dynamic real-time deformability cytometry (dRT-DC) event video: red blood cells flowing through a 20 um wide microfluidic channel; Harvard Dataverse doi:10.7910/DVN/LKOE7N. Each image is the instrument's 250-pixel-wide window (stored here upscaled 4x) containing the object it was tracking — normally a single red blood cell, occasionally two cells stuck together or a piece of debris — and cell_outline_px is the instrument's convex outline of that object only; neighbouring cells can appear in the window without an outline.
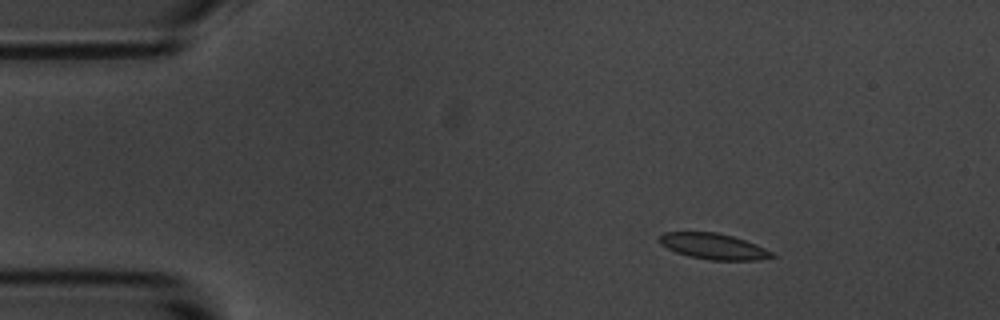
{"species": "common noctule bat (a hibernating species)", "species_latin": "Nyctalus noctula", "temperature_condition": "room temperature", "stored_images_in_passage": 4, "camera_frame_rate_fps": 3000, "um_per_image_px": 0.085, "animal": {"sex": "male", "body_mass_g": 20.1, "forearm_length_mm": 53.5}, "frame": {"image": 1, "passage_image": 2, "time_ms": 2.0, "image_size_px": [1000, 320], "cell_outline_px": [[776, 256], [756, 260], [708, 260], [688, 256], [676, 252], [660, 244], [660, 236], [664, 232], [716, 232], [732, 236], [756, 244], [772, 252]], "centroid_in_image_um": [60.64, 20.94], "position_along_channel_um": 24.4, "area_um2": 16.82}}